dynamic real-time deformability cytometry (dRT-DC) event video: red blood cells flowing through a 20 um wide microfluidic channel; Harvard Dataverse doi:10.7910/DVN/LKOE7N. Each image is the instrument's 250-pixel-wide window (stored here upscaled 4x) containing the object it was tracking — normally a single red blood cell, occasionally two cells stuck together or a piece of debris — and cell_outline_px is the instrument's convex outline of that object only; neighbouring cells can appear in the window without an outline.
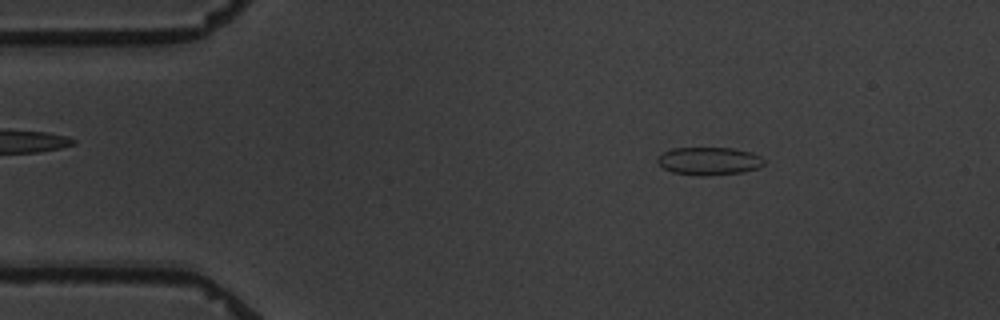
{"species": "common noctule bat (a hibernating species)", "species_latin": "Nyctalus noctula", "temperature_condition": "warm", "stored_images_in_passage": 5, "camera_frame_rate_fps": 3000, "um_per_image_px": 0.085, "animal": {"sex": "male", "body_mass_g": 19.5, "forearm_length_mm": 54.6}, "frame": {"image": 1, "passage_image": 3, "time_ms": 2.333, "image_size_px": [1000, 320], "cell_outline_px": [[764, 164], [756, 168], [744, 172], [708, 176], [700, 176], [672, 172], [664, 168], [656, 160], [664, 152], [672, 148], [732, 148], [752, 152], [760, 156], [764, 160]], "centroid_in_image_um": [60.28, 13.69], "position_along_channel_um": 24.7, "area_um2": 17.28}}